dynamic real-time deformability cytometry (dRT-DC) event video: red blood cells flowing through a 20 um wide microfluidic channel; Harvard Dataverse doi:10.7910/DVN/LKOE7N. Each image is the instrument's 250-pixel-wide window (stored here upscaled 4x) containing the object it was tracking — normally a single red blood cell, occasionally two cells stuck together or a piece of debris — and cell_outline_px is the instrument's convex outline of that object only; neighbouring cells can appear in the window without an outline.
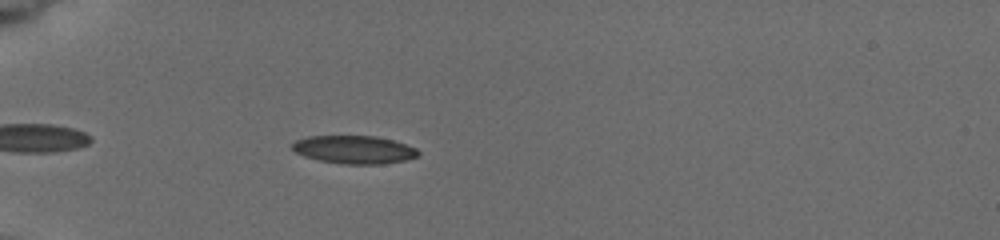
{"species": "common noctule bat (a hibernating species)", "species_latin": "Nyctalus noctula", "temperature_condition": "cold", "stored_images_in_passage": 4, "camera_frame_rate_fps": 3000, "um_per_image_px": 0.085, "animal": {"sex": "female", "body_mass_g": 19.5, "forearm_length_mm": 54.1}, "frame": {"image": 1, "passage_image": 2, "time_ms": 1.0, "image_size_px": [1000, 240], "cell_outline_px": [[420, 156], [404, 160], [384, 164], [344, 164], [320, 160], [304, 156], [296, 152], [292, 148], [292, 144], [296, 140], [308, 136], [376, 136], [392, 140], [416, 148], [420, 152]], "centroid_in_image_um": [30.12, 12.72], "position_along_channel_um": 54.9, "area_um2": 20.52}}
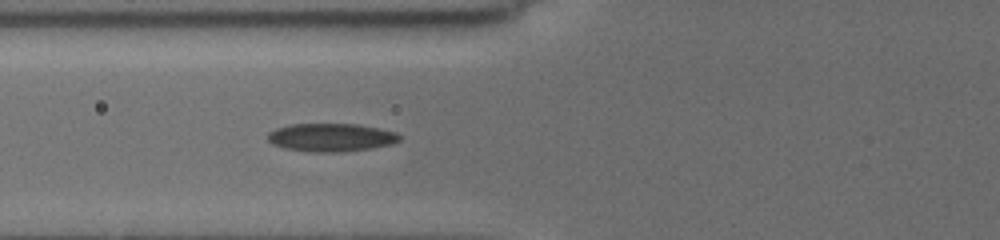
{"frame": {"image": 2, "passage_image": 4, "time_ms": 2.667, "image_size_px": [1000, 240], "cell_outline_px": [[400, 140], [392, 144], [372, 148], [340, 152], [312, 152], [284, 148], [272, 144], [268, 140], [268, 132], [276, 128], [292, 124], [356, 124], [380, 128], [396, 132], [400, 136]], "centroid_in_image_um": [28.14, 11.68], "position_along_channel_um": 97.7, "area_um2": 21.68}}